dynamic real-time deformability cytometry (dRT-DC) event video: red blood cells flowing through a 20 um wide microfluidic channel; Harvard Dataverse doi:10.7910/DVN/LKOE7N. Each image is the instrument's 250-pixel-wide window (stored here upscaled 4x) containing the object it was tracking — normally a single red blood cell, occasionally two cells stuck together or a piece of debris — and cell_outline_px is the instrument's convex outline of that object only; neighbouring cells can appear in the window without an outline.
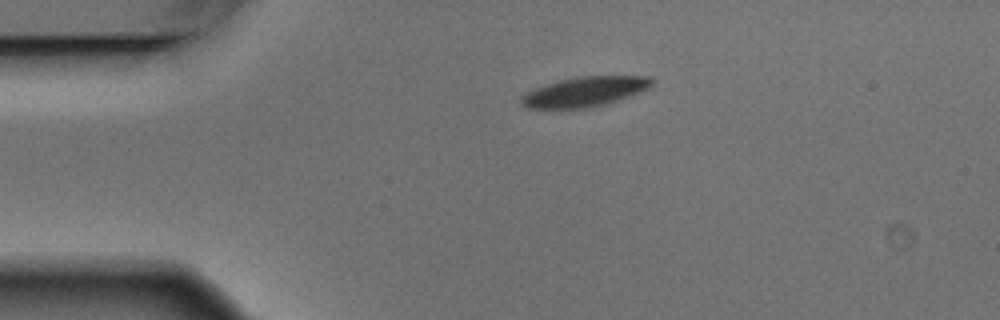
{"species": "Egyptian fruit bat (a non-hibernating species)", "species_latin": "Rousettus aegyptiacus", "temperature_condition": "warm", "stored_images_in_passage": 3, "segment_of_instrument_passage": [1, 2], "camera_frame_rate_fps": 3000, "um_per_image_px": 0.085, "animal": {"sex": "male"}, "frame": {"image": 1, "passage_image": 1, "time_ms": 0.0, "image_size_px": [1000, 320], "cell_outline_px": [[656, 80], [648, 88], [640, 92], [604, 104], [584, 108], [528, 108], [520, 104], [520, 96], [536, 88], [560, 80], [580, 76], [648, 76]], "centroid_in_image_um": [49.71, 7.79], "position_along_channel_um": 35.3, "area_um2": 22.37}}